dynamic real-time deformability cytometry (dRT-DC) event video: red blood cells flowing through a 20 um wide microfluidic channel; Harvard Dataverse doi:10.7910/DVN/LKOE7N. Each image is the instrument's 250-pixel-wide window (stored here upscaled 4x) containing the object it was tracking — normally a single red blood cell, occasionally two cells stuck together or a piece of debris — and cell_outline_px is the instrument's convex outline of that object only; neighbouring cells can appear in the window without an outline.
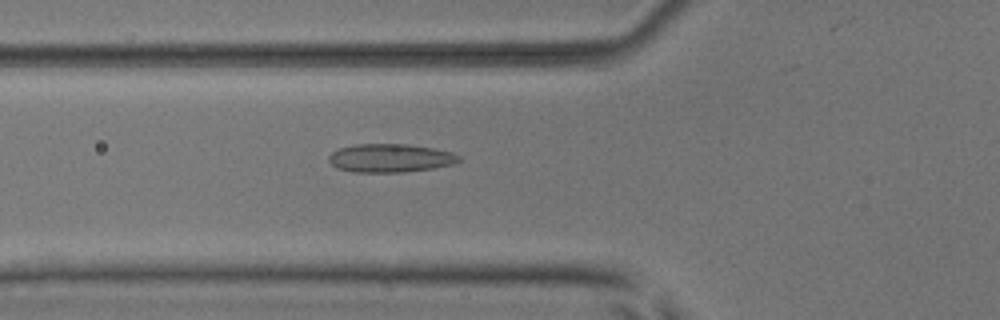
{"species": "common noctule bat (a hibernating species)", "species_latin": "Nyctalus noctula", "temperature_condition": "room temperature", "stored_images_in_passage": 44, "camera_frame_rate_fps": 3000, "um_per_image_px": 0.085, "animal": {"sex": "male", "body_mass_g": 17.9, "forearm_length_mm": 54.2}, "frame": {"image": 1, "passage_image": 15, "time_ms": 4.667, "image_size_px": [1000, 320], "cell_outline_px": [[460, 160], [456, 164], [432, 168], [404, 172], [352, 172], [336, 168], [328, 160], [328, 156], [332, 152], [340, 148], [356, 144], [408, 144], [432, 148], [452, 152], [460, 156]], "centroid_in_image_um": [33.17, 13.44], "position_along_channel_um": 92.6, "area_um2": 21.62}}
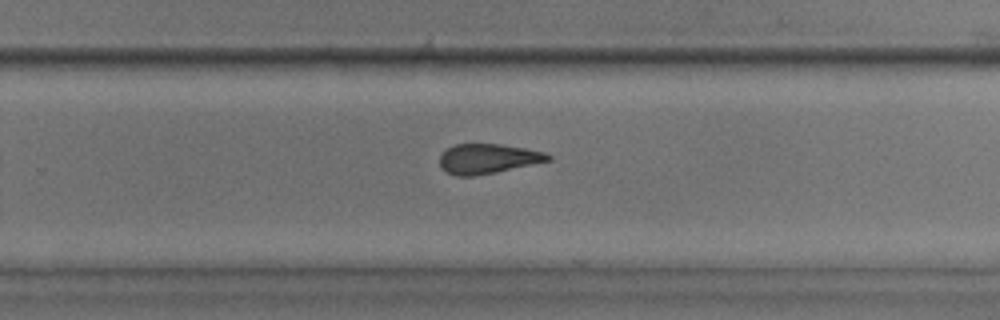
{"frame": {"image": 2, "passage_image": 30, "time_ms": 9.667, "image_size_px": [1000, 320], "cell_outline_px": [[552, 160], [496, 172], [472, 176], [456, 176], [448, 172], [440, 164], [440, 156], [448, 148], [456, 144], [500, 144], [524, 148], [544, 152], [552, 156]], "centroid_in_image_um": [41.5, 13.49], "position_along_channel_um": 288.3, "area_um2": 18.55}}
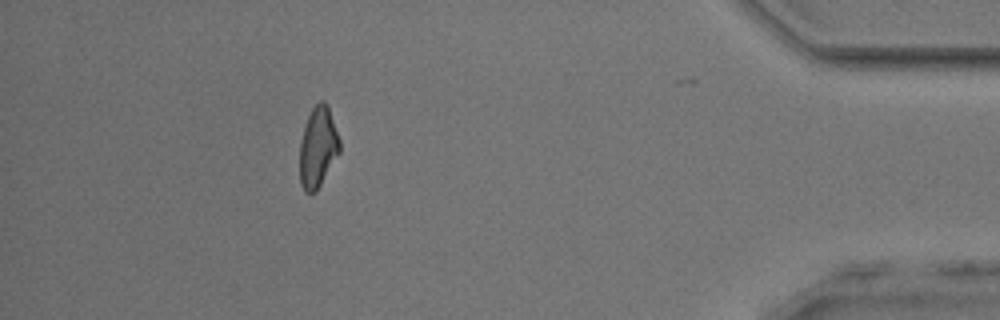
{"frame": {"image": 3, "passage_image": 43, "time_ms": 14.0, "image_size_px": [1000, 320], "cell_outline_px": [[340, 152], [316, 192], [304, 192], [300, 184], [300, 140], [308, 116], [312, 108], [320, 100], [324, 100], [328, 104], [340, 140]], "centroid_in_image_um": [27.03, 12.5], "position_along_channel_um": 408.2, "area_um2": 18.84}}